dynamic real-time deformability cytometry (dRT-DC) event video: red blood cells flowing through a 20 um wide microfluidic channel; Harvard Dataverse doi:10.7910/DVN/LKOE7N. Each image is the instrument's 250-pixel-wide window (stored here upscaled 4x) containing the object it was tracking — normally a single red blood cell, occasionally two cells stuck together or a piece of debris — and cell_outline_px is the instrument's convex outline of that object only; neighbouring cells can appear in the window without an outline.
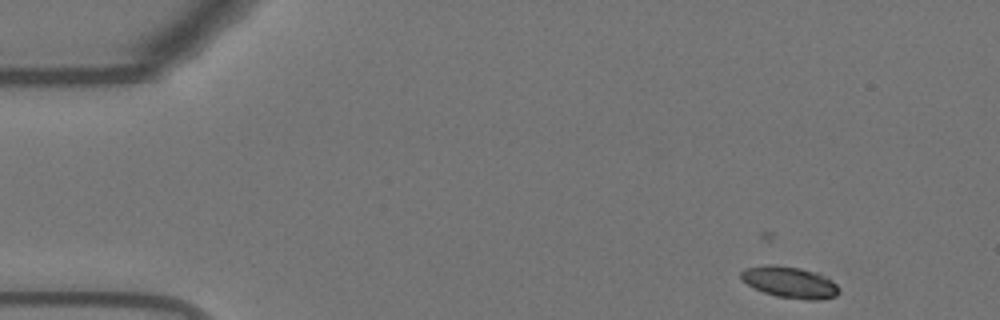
{"species": "Egyptian fruit bat (a non-hibernating species)", "species_latin": "Rousettus aegyptiacus", "temperature_condition": "warm", "stored_images_in_passage": 46, "camera_frame_rate_fps": 3000, "um_per_image_px": 0.085, "animal": {"sex": "female"}, "frame": {"image": 1, "passage_image": 1, "time_ms": 0.0, "image_size_px": [1000, 320], "cell_outline_px": [[840, 292], [836, 296], [816, 300], [808, 300], [776, 296], [764, 292], [748, 284], [740, 276], [740, 272], [744, 268], [764, 264], [772, 264], [800, 268], [816, 272], [832, 280], [840, 288]], "centroid_in_image_um": [67.14, 23.98], "position_along_channel_um": 17.9, "area_um2": 17.92}}
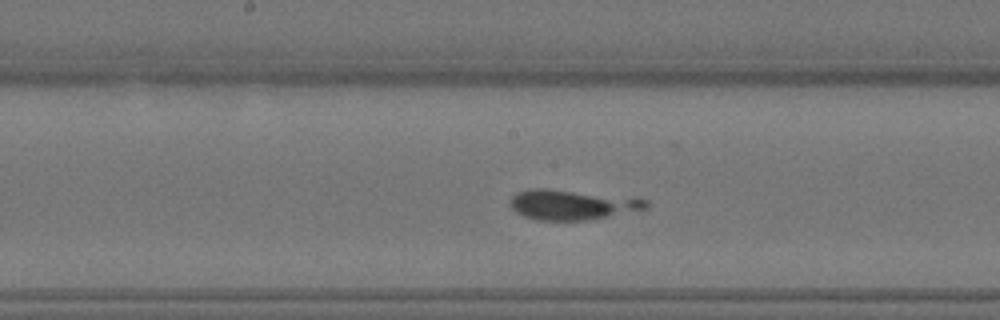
{"frame": {"image": 2, "passage_image": 24, "time_ms": 7.667, "image_size_px": [1000, 320], "cell_outline_px": [[648, 208], [584, 220], [536, 220], [524, 216], [516, 212], [508, 204], [512, 196], [516, 192], [532, 188], [548, 188], [648, 200]], "centroid_in_image_um": [48.51, 17.39], "position_along_channel_um": 199.7, "area_um2": 23.29}}
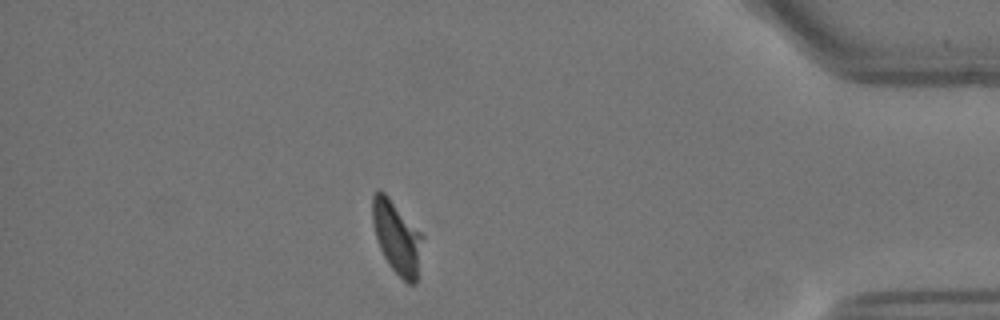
{"frame": {"image": 3, "passage_image": 44, "time_ms": 14.333, "image_size_px": [1000, 320], "cell_outline_px": [[424, 236], [416, 284], [408, 284], [388, 264], [380, 248], [372, 224], [372, 196], [380, 188], [388, 196]], "centroid_in_image_um": [33.74, 20.17], "position_along_channel_um": 401.5, "area_um2": 21.1}}